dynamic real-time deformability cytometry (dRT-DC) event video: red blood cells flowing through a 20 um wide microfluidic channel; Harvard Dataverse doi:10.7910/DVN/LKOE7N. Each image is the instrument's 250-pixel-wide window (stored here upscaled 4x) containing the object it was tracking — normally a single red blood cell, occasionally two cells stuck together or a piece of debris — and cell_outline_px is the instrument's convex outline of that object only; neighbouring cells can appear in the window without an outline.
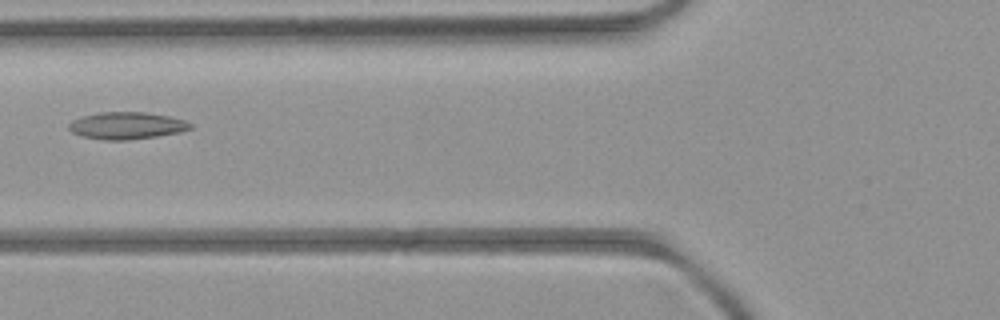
{"species": "common noctule bat (a hibernating species)", "species_latin": "Nyctalus noctula", "temperature_condition": "room temperature", "stored_images_in_passage": 7, "camera_frame_rate_fps": 3000, "um_per_image_px": 0.085, "animal": {"sex": "female", "body_mass_g": 21.9}, "frame": {"image": 1, "passage_image": 6, "time_ms": 6.0, "image_size_px": [1000, 320], "cell_outline_px": [[192, 128], [180, 132], [156, 136], [128, 140], [104, 140], [80, 136], [72, 132], [68, 128], [68, 124], [72, 120], [84, 116], [100, 112], [144, 112], [168, 116], [184, 120], [192, 124]], "centroid_in_image_um": [10.75, 10.68], "position_along_channel_um": 115.1, "area_um2": 19.13}}
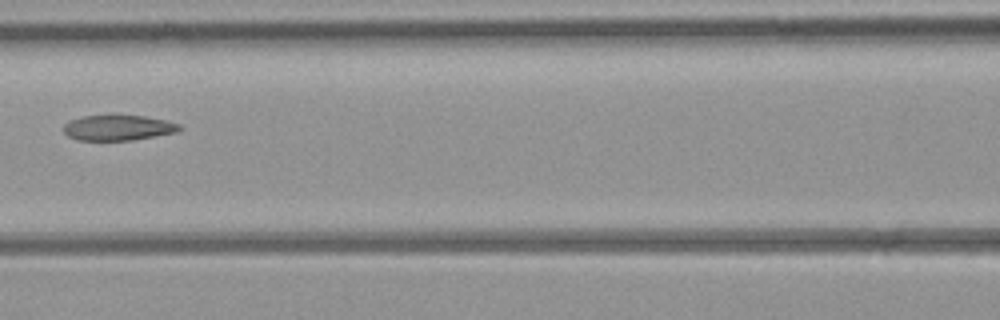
{"frame": {"image": 2, "passage_image": 7, "time_ms": 7.0, "image_size_px": [1000, 320], "cell_outline_px": [[184, 128], [176, 132], [132, 140], [76, 140], [68, 136], [64, 132], [64, 124], [72, 120], [84, 116], [144, 116], [164, 120], [180, 124]], "centroid_in_image_um": [10.06, 10.87], "position_along_channel_um": 156.5, "area_um2": 16.88}}